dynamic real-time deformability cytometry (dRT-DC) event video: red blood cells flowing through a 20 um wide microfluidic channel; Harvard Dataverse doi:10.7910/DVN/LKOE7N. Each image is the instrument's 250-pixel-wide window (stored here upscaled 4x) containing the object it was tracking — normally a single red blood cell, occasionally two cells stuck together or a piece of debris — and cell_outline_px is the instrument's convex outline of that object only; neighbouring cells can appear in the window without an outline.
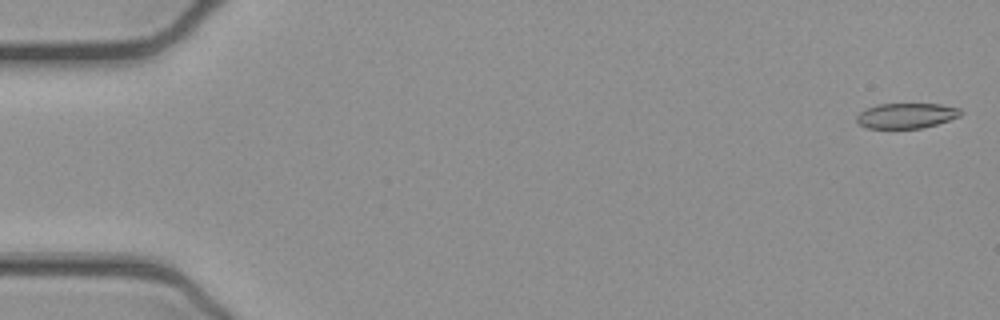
{"species": "common noctule bat (a hibernating species)", "species_latin": "Nyctalus noctula", "temperature_condition": "cold", "stored_images_in_passage": 16, "camera_frame_rate_fps": 3000, "um_per_image_px": 0.085, "animal": {"sex": "female", "body_mass_g": 21.9}, "frame": {"image": 1, "passage_image": 1, "time_ms": 0.0, "image_size_px": [1000, 320], "cell_outline_px": [[964, 112], [960, 116], [936, 124], [920, 128], [868, 128], [860, 124], [856, 120], [856, 116], [860, 112], [876, 104], [940, 104], [960, 108]], "centroid_in_image_um": [77.06, 9.82], "position_along_channel_um": 7.9, "area_um2": 15.2}}
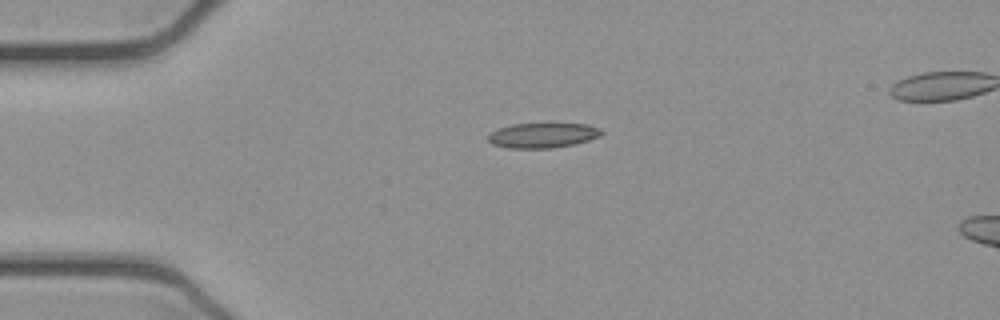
{"frame": {"image": 2, "passage_image": 12, "time_ms": 3.667, "image_size_px": [1000, 320], "cell_outline_px": [[604, 132], [600, 136], [576, 144], [552, 148], [508, 148], [492, 144], [488, 140], [488, 136], [492, 132], [500, 128], [512, 124], [548, 120], [552, 120], [588, 124], [600, 128]], "centroid_in_image_um": [46.2, 11.44], "position_along_channel_um": 38.8, "area_um2": 17.57}}